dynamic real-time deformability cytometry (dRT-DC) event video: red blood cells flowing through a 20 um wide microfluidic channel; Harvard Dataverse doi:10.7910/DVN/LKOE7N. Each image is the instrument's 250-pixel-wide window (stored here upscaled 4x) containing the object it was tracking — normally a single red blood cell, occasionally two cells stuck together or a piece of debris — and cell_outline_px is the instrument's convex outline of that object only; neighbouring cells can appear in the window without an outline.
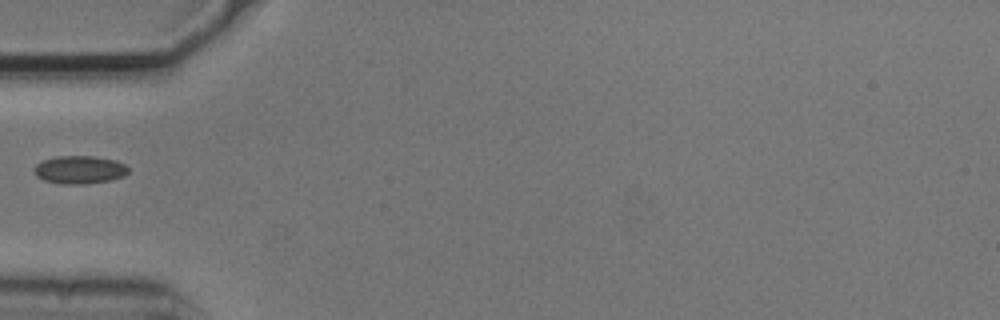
{"species": "common noctule bat (a hibernating species)", "species_latin": "Nyctalus noctula", "temperature_condition": "cold", "stored_images_in_passage": 37, "camera_frame_rate_fps": 3000, "um_per_image_px": 0.085, "animal": {"sex": "male", "body_mass_g": 20.5, "forearm_length_mm": 52.5}, "frame": {"image": 1, "passage_image": 1, "time_ms": 0.0, "image_size_px": [1000, 320], "cell_outline_px": [[128, 172], [124, 176], [112, 180], [84, 184], [64, 184], [44, 180], [36, 176], [32, 172], [32, 168], [36, 164], [44, 160], [56, 156], [92, 156], [116, 160], [124, 164], [128, 168]], "centroid_in_image_um": [6.74, 14.43], "position_along_channel_um": 78.3, "area_um2": 15.49}}
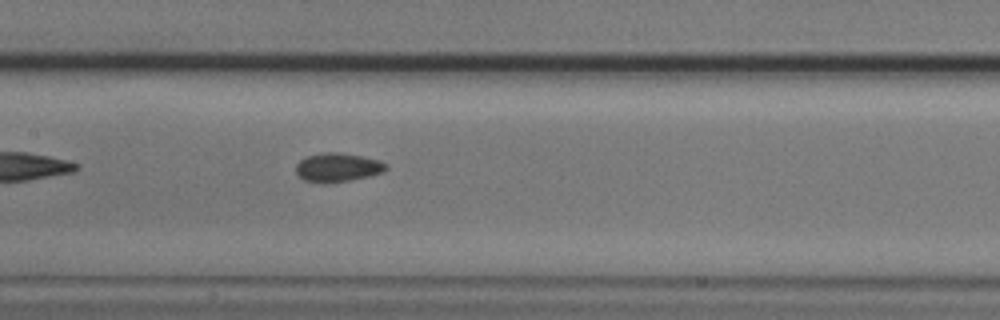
{"frame": {"image": 2, "passage_image": 9, "time_ms": 2.667, "image_size_px": [1000, 320], "cell_outline_px": [[388, 168], [384, 172], [368, 176], [348, 180], [304, 180], [296, 172], [296, 164], [300, 160], [308, 156], [320, 152], [340, 152], [380, 160], [388, 164]], "centroid_in_image_um": [28.75, 14.17], "position_along_channel_um": 178.6, "area_um2": 14.57}}
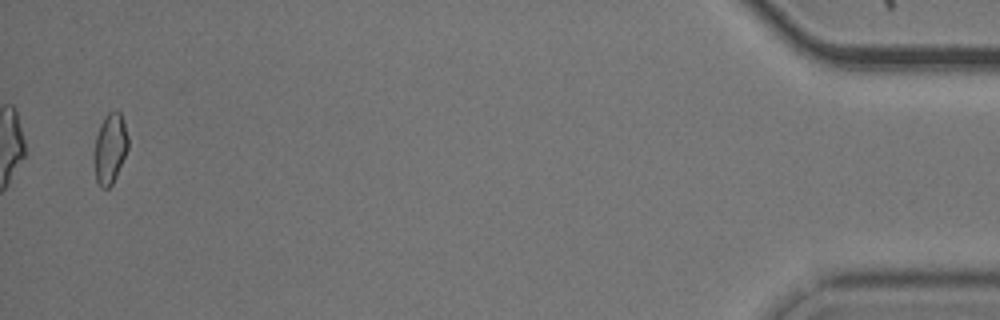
{"frame": {"image": 3, "passage_image": 36, "time_ms": 11.667, "image_size_px": [1000, 320], "cell_outline_px": [[128, 148], [116, 176], [112, 184], [108, 188], [100, 188], [96, 180], [92, 156], [96, 136], [100, 124], [104, 116], [108, 112], [120, 112], [124, 120], [128, 136]], "centroid_in_image_um": [9.33, 12.63], "position_along_channel_um": 425.9, "area_um2": 14.16}}